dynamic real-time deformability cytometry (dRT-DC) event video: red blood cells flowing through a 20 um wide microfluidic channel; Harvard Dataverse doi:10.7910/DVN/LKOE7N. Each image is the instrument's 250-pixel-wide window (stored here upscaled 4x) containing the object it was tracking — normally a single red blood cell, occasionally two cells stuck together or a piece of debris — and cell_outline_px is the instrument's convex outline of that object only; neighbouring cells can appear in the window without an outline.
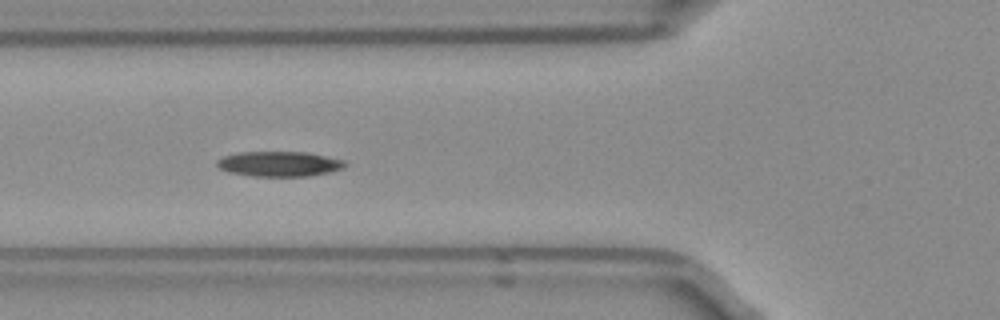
{"species": "Egyptian fruit bat (a non-hibernating species)", "species_latin": "Rousettus aegyptiacus", "temperature_condition": "room temperature", "stored_images_in_passage": 40, "camera_frame_rate_fps": 3000, "um_per_image_px": 0.085, "frame": {"image": 1, "passage_image": 7, "time_ms": 2.0, "image_size_px": [1000, 320], "cell_outline_px": [[348, 164], [344, 168], [332, 172], [308, 176], [252, 176], [228, 172], [220, 168], [216, 164], [216, 160], [224, 156], [236, 152], [308, 152], [344, 160]], "centroid_in_image_um": [23.76, 13.93], "position_along_channel_um": 102.0, "area_um2": 18.9}}
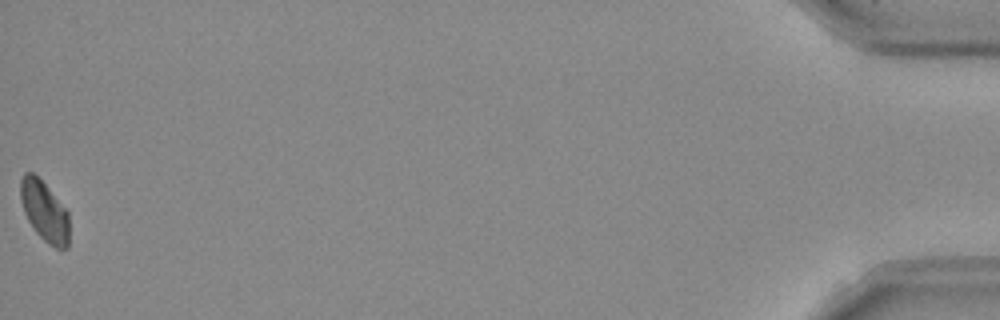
{"frame": {"image": 2, "passage_image": 40, "time_ms": 13.0, "image_size_px": [1000, 320], "cell_outline_px": [[68, 248], [56, 248], [48, 244], [36, 232], [28, 220], [24, 212], [20, 200], [20, 180], [24, 172], [32, 172], [48, 188], [68, 212]], "centroid_in_image_um": [3.75, 17.96], "position_along_channel_um": 431.4, "area_um2": 16.88}, "authors_computed_cell_mechanics": {"area_um2": 18.0914, "velocity_mm_per_s": 3.9352, "shape_relaxation_time_tau1_ms": 3.546, "shape_relaxation_time_tau2_ms": null, "deformation_change_tau1": 0.0989, "deformation_change_tau2": null}}